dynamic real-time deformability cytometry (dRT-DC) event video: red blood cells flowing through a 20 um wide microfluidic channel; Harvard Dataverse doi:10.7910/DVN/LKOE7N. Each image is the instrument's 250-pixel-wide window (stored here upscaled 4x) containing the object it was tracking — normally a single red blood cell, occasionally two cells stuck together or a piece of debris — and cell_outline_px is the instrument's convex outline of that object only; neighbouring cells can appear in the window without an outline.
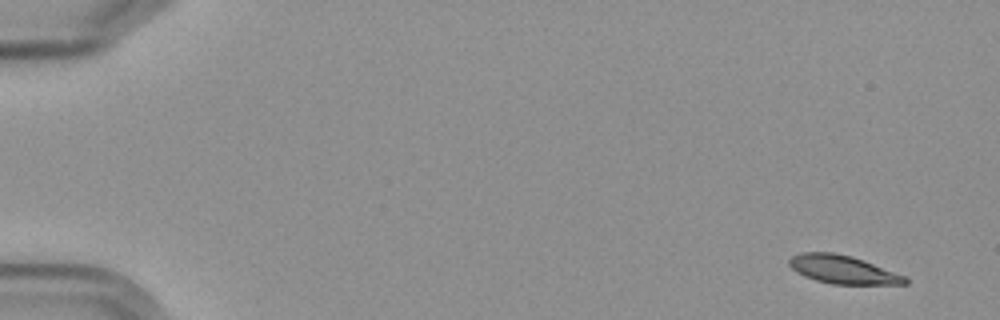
{"species": "Egyptian fruit bat (a non-hibernating species)", "species_latin": "Rousettus aegyptiacus", "temperature_condition": "cold", "stored_images_in_passage": 6, "camera_frame_rate_fps": 3000, "um_per_image_px": 0.085, "frame": {"image": 1, "passage_image": 1, "time_ms": 0.0, "image_size_px": [1000, 320], "cell_outline_px": [[908, 284], [832, 284], [816, 280], [804, 276], [796, 272], [788, 264], [788, 260], [792, 256], [800, 252], [832, 252], [852, 256], [864, 260], [904, 276], [908, 280]], "centroid_in_image_um": [71.6, 22.9], "position_along_channel_um": 13.4, "area_um2": 19.02}}
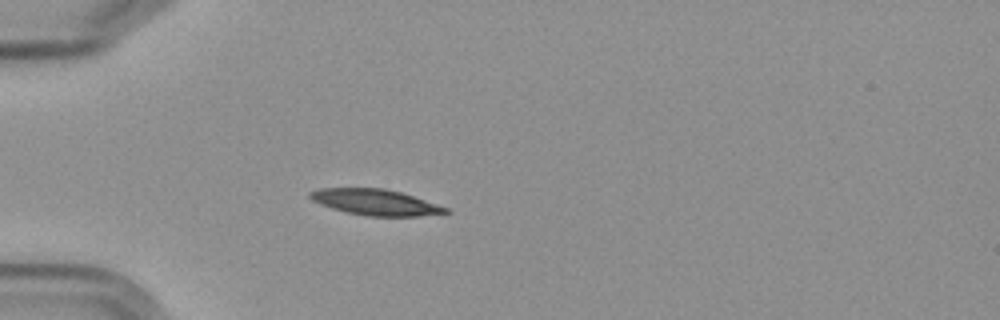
{"frame": {"image": 2, "passage_image": 5, "time_ms": 4.667, "image_size_px": [1000, 320], "cell_outline_px": [[452, 212], [416, 216], [368, 216], [348, 212], [332, 208], [320, 204], [312, 200], [308, 196], [308, 192], [320, 188], [384, 188], [400, 192], [448, 208]], "centroid_in_image_um": [31.87, 17.18], "position_along_channel_um": 53.1, "area_um2": 20.23}}